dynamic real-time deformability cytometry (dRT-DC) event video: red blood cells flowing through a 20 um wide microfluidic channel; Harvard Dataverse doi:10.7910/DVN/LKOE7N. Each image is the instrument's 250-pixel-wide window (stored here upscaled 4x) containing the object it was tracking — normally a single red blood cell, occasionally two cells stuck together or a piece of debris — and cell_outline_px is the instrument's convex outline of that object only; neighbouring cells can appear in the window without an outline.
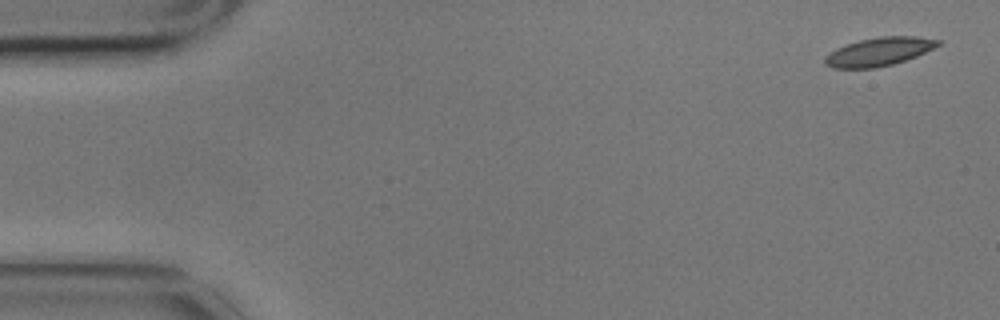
{"species": "common noctule bat (a hibernating species)", "species_latin": "Nyctalus noctula", "temperature_condition": "cold", "stored_images_in_passage": 6, "segment_of_instrument_passage": [2, 2], "camera_frame_rate_fps": 3000, "um_per_image_px": 0.085, "animal": {"sex": "male", "body_mass_g": 17.9}, "frame": {"image": 1, "passage_image": 6, "time_ms": 1.667, "image_size_px": [1000, 320], "cell_outline_px": [[940, 44], [916, 56], [892, 64], [876, 68], [832, 68], [824, 64], [824, 56], [836, 48], [860, 40], [880, 36], [916, 36], [940, 40]], "centroid_in_image_um": [74.67, 4.39], "position_along_channel_um": 10.3, "area_um2": 18.55}}